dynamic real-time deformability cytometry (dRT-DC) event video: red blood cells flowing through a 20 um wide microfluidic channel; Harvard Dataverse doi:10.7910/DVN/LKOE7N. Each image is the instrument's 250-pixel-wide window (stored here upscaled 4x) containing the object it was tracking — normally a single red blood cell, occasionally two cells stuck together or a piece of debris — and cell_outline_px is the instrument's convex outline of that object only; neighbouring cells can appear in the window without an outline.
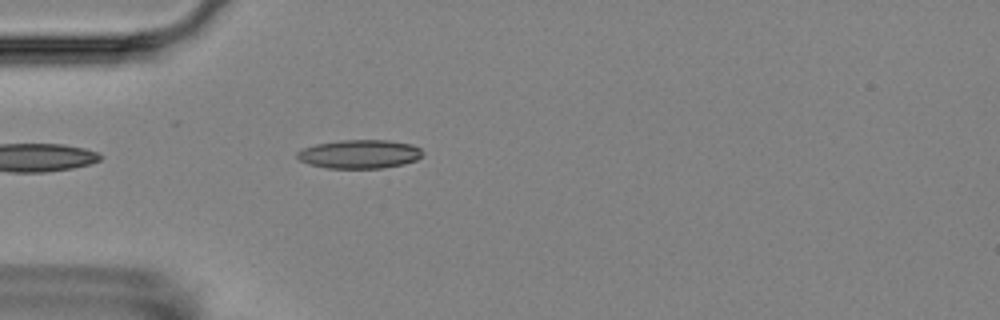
{"species": "Egyptian fruit bat (a non-hibernating species)", "species_latin": "Rousettus aegyptiacus", "temperature_condition": "room temperature", "stored_images_in_passage": 1, "camera_frame_rate_fps": 3000, "um_per_image_px": 0.085, "animal": {"sex": "female"}, "frame": {"image": 1, "passage_image": 1, "time_ms": 0.0, "image_size_px": [1000, 320], "cell_outline_px": [[424, 152], [416, 160], [404, 164], [380, 168], [328, 168], [308, 164], [300, 160], [296, 156], [296, 152], [304, 148], [316, 144], [340, 140], [388, 140], [412, 144], [420, 148]], "centroid_in_image_um": [30.56, 13.09], "position_along_channel_um": 54.4, "area_um2": 20.98}}